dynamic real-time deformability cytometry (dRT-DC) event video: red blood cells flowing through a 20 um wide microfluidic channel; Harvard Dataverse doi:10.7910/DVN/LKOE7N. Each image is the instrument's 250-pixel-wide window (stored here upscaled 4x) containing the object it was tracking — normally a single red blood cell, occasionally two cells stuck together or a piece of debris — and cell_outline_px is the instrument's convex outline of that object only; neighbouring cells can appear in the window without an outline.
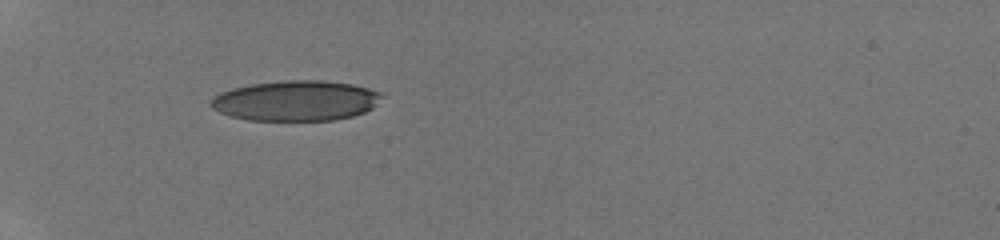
{"species": "human", "species_latin": "Homo sapiens", "temperature_condition": "room temperature", "stored_images_in_passage": 16, "camera_frame_rate_fps": 3000, "um_per_image_px": 0.085, "donor": {"sex": "male"}, "frame": {"image": 1, "passage_image": 1, "time_ms": 0.0, "image_size_px": [1000, 240], "cell_outline_px": [[384, 96], [372, 108], [364, 112], [352, 116], [336, 120], [248, 120], [232, 116], [220, 112], [212, 108], [208, 104], [220, 92], [232, 88], [252, 84], [288, 80], [320, 80], [352, 84], [368, 88], [380, 92]], "centroid_in_image_um": [25.16, 8.56], "position_along_channel_um": 59.8, "area_um2": 40.0}}
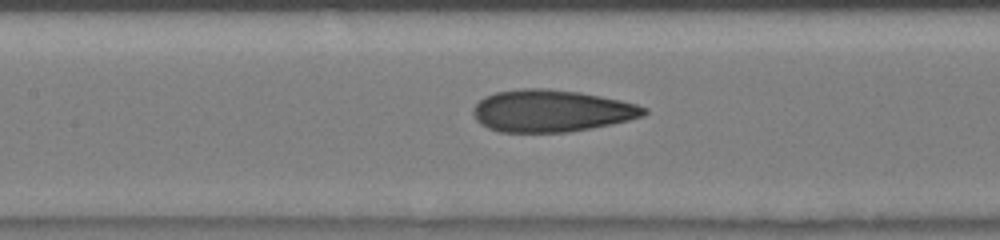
{"frame": {"image": 2, "passage_image": 12, "time_ms": 3.0, "image_size_px": [1000, 240], "cell_outline_px": [[648, 112], [644, 116], [612, 124], [592, 128], [568, 132], [500, 132], [488, 128], [480, 124], [476, 120], [472, 112], [472, 108], [484, 96], [496, 92], [520, 88], [548, 88], [580, 92], [620, 100], [636, 104], [648, 108]], "centroid_in_image_um": [46.86, 9.42], "position_along_channel_um": 160.5, "area_um2": 42.14}}
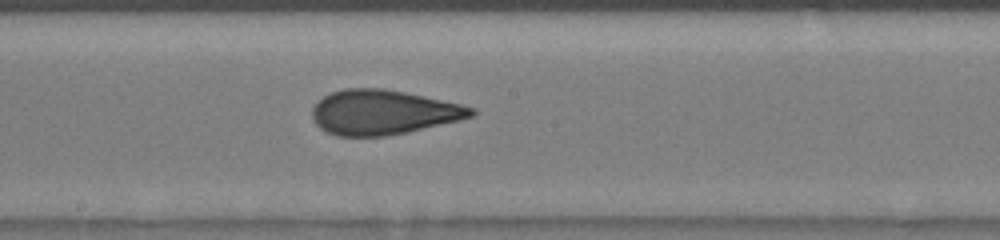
{"frame": {"image": 3, "passage_image": 16, "time_ms": 4.333, "image_size_px": [1000, 240], "cell_outline_px": [[476, 112], [472, 116], [460, 120], [404, 132], [384, 136], [336, 136], [320, 128], [312, 120], [312, 108], [324, 96], [332, 92], [344, 88], [380, 88], [404, 92], [424, 96], [460, 104], [476, 108]], "centroid_in_image_um": [32.54, 9.54], "position_along_channel_um": 215.7, "area_um2": 41.04}}